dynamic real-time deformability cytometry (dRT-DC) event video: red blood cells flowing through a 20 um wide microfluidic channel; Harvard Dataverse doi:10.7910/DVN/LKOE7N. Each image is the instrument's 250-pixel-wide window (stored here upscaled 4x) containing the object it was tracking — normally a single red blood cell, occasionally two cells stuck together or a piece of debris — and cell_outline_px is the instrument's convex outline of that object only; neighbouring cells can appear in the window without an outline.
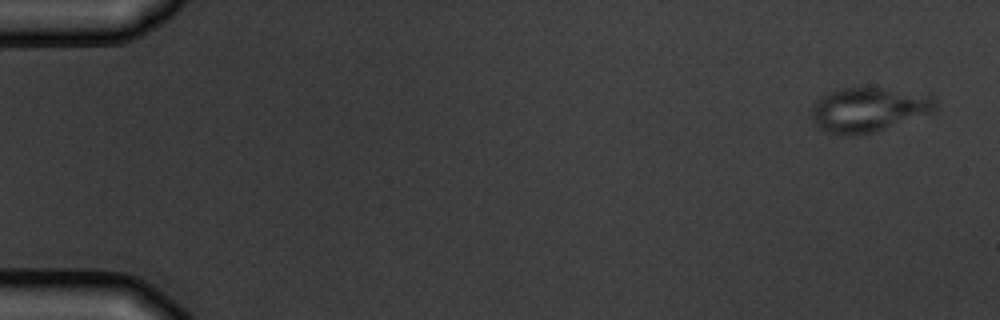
{"species": "common noctule bat (a hibernating species)", "species_latin": "Nyctalus noctula", "temperature_condition": "warm", "stored_images_in_passage": 5, "camera_frame_rate_fps": 3000, "um_per_image_px": 0.085, "animal": {"sex": "male", "body_mass_g": 19.5, "forearm_length_mm": 54.6}, "frame": {"image": 1, "passage_image": 1, "time_ms": 0.0, "image_size_px": [1000, 320], "cell_outline_px": [[936, 112], [876, 132], [848, 136], [824, 132], [812, 120], [812, 108], [816, 100], [820, 96], [836, 88], [884, 88], [932, 96], [936, 100]], "centroid_in_image_um": [73.82, 9.33], "position_along_channel_um": 11.2, "area_um2": 32.43}}